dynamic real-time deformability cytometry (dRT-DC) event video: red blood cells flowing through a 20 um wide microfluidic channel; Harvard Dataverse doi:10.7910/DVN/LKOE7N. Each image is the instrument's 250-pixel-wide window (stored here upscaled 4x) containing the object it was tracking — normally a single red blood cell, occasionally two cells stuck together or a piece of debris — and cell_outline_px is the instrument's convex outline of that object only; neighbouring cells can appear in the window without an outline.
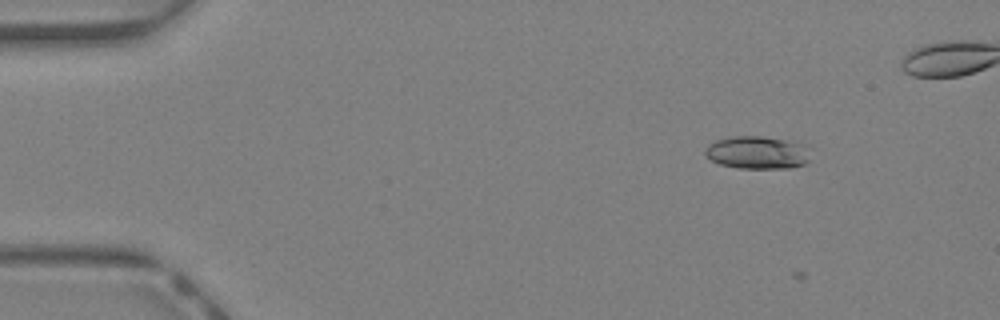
{"species": "Egyptian fruit bat (a non-hibernating species)", "species_latin": "Rousettus aegyptiacus", "temperature_condition": "warm", "stored_images_in_passage": 7, "camera_frame_rate_fps": 3000, "um_per_image_px": 0.085, "animal": {"sex": "female"}, "frame": {"image": 1, "passage_image": 6, "time_ms": 1.667, "image_size_px": [1000, 320], "cell_outline_px": [[812, 148], [808, 160], [804, 164], [792, 168], [740, 168], [720, 164], [712, 160], [704, 152], [704, 148], [708, 144], [716, 140], [732, 136], [764, 136], [808, 144]], "centroid_in_image_um": [64.44, 12.95], "position_along_channel_um": 20.6, "area_um2": 20.46}}